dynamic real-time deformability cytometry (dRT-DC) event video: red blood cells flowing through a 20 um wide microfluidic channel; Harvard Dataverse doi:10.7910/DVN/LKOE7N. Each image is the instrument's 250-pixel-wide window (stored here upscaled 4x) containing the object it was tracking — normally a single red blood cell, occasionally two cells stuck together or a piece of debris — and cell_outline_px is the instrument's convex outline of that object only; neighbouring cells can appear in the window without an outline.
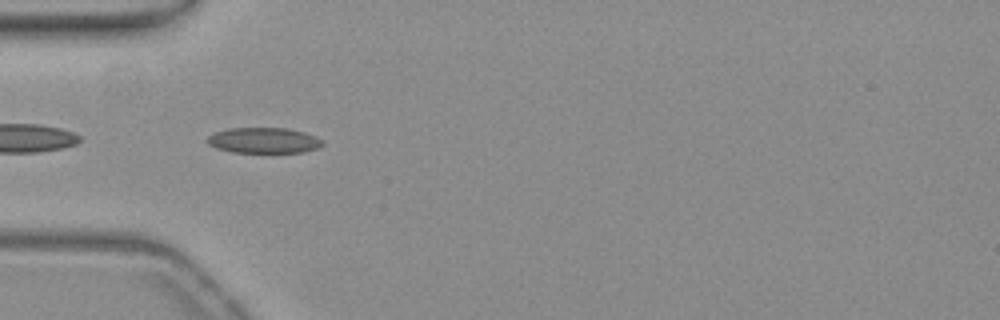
{"species": "common noctule bat (a hibernating species)", "species_latin": "Nyctalus noctula", "temperature_condition": "warm", "stored_images_in_passage": 39, "camera_frame_rate_fps": 3000, "um_per_image_px": 0.085, "animal": {"sex": "female", "body_mass_g": 19.3, "forearm_length_mm": 54.1}, "frame": {"image": 1, "passage_image": 2, "time_ms": 0.333, "image_size_px": [1000, 320], "cell_outline_px": [[324, 144], [316, 148], [304, 152], [232, 152], [216, 148], [208, 144], [208, 136], [216, 132], [228, 128], [288, 128], [304, 132], [316, 136], [324, 140]], "centroid_in_image_um": [22.45, 11.93], "position_along_channel_um": 62.6, "area_um2": 17.17}}
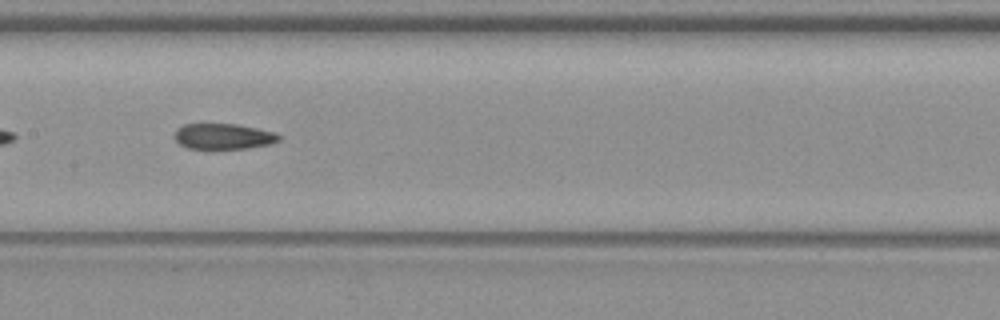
{"frame": {"image": 2, "passage_image": 12, "time_ms": 3.667, "image_size_px": [1000, 320], "cell_outline_px": [[280, 140], [272, 144], [248, 148], [188, 148], [180, 144], [172, 136], [176, 128], [184, 124], [236, 124], [276, 132], [280, 136]], "centroid_in_image_um": [18.98, 11.58], "position_along_channel_um": 188.4, "area_um2": 15.66}}
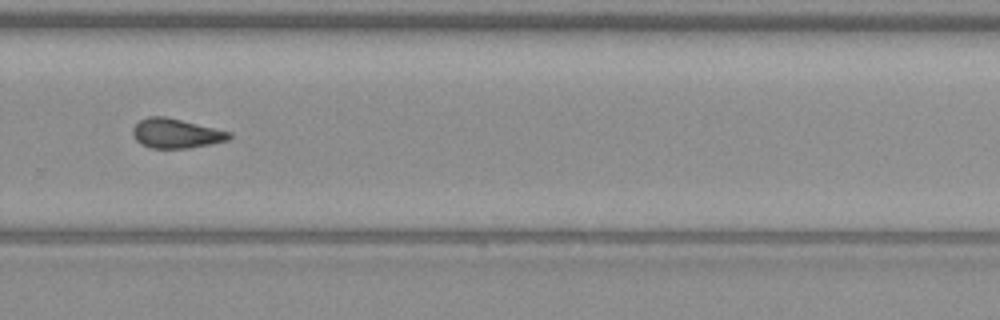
{"frame": {"image": 3, "passage_image": 22, "time_ms": 7.0, "image_size_px": [1000, 320], "cell_outline_px": [[232, 136], [228, 140], [188, 148], [152, 148], [140, 144], [132, 136], [132, 128], [140, 120], [148, 116], [164, 116], [232, 132]], "centroid_in_image_um": [14.93, 11.34], "position_along_channel_um": 314.9, "area_um2": 16.53}, "authors_computed_cell_mechanics": {"area_um2": 16.4152, "velocity_mm_per_s": 3.8085, "shape_relaxation_time_tau1_ms": null, "shape_relaxation_time_tau2_ms": 4.7191, "deformation_change_tau1": null, "deformation_change_tau2": 0.1408}}